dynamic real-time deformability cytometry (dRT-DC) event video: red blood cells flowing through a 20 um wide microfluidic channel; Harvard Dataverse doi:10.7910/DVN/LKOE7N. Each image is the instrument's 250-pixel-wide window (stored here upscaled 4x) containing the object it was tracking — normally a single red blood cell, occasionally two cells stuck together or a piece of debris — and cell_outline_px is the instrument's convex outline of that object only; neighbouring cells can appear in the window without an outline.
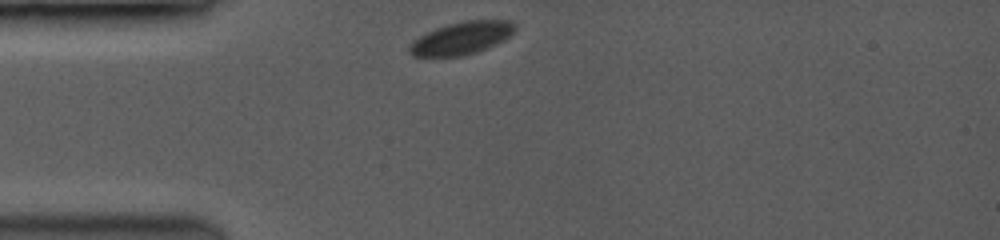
{"species": "common noctule bat (a hibernating species)", "species_latin": "Nyctalus noctula", "temperature_condition": "room temperature", "stored_images_in_passage": 12, "camera_frame_rate_fps": 3500, "um_per_image_px": 0.085, "animal": {"sex": "female", "body_mass_g": 19.0, "forearm_length_mm": 53.3}, "frame": {"image": 1, "passage_image": 1, "time_ms": 0.0, "image_size_px": [1000, 240], "cell_outline_px": [[516, 28], [508, 36], [496, 44], [460, 56], [412, 56], [408, 52], [408, 48], [412, 40], [436, 28], [448, 24], [464, 20], [512, 20], [516, 24]], "centroid_in_image_um": [39.21, 3.22], "position_along_channel_um": 45.8, "area_um2": 19.77}}
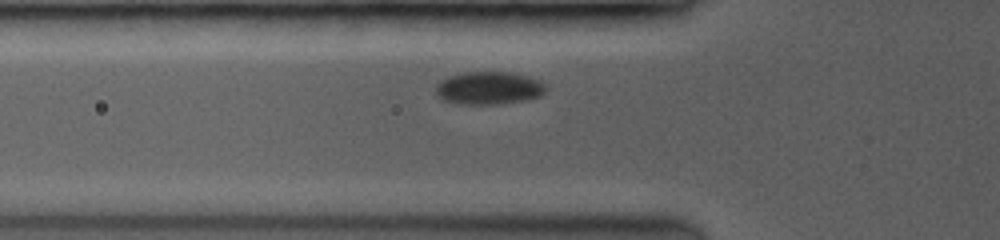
{"frame": {"image": 2, "passage_image": 7, "time_ms": 1.429, "image_size_px": [1000, 240], "cell_outline_px": [[544, 92], [540, 96], [500, 104], [468, 104], [444, 100], [440, 96], [436, 88], [440, 80], [448, 76], [464, 72], [512, 72], [528, 76], [540, 80], [544, 84]], "centroid_in_image_um": [41.56, 7.46], "position_along_channel_um": 84.2, "area_um2": 20.69}}